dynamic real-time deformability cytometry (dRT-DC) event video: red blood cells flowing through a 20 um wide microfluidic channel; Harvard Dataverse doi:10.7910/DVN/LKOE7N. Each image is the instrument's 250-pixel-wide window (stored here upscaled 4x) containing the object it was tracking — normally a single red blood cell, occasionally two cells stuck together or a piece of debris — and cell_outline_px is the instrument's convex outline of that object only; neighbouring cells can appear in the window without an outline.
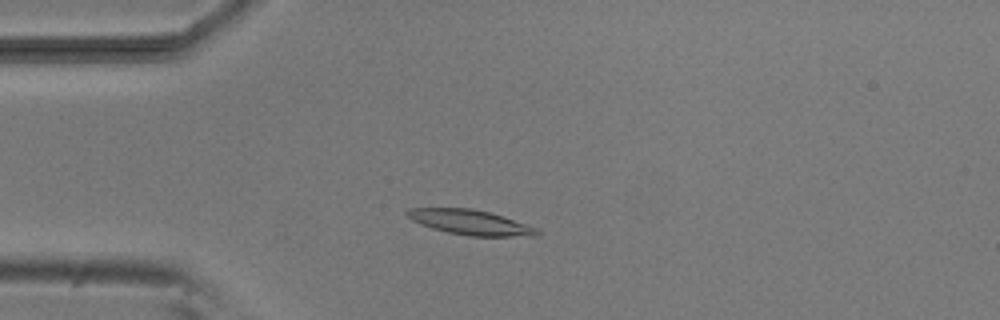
{"species": "common noctule bat (a hibernating species)", "species_latin": "Nyctalus noctula", "temperature_condition": "room temperature", "stored_images_in_passage": 10, "camera_frame_rate_fps": 3000, "um_per_image_px": 0.085, "animal": {"sex": "male", "body_mass_g": 20.5, "forearm_length_mm": 52.5}, "frame": {"image": 1, "passage_image": 3, "time_ms": 2.333, "image_size_px": [1000, 320], "cell_outline_px": [[540, 232], [536, 236], [472, 236], [448, 232], [432, 228], [420, 224], [412, 220], [404, 212], [408, 208], [472, 208], [488, 212], [528, 224], [536, 228]], "centroid_in_image_um": [39.96, 18.89], "position_along_channel_um": 45.0, "area_um2": 18.73}}
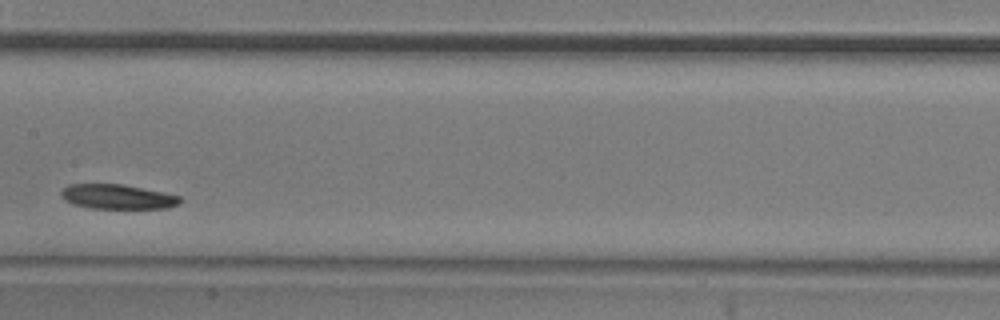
{"frame": {"image": 2, "passage_image": 7, "time_ms": 7.0, "image_size_px": [1000, 320], "cell_outline_px": [[180, 204], [168, 208], [88, 208], [72, 204], [64, 200], [60, 196], [60, 192], [68, 184], [124, 184], [164, 192], [180, 196]], "centroid_in_image_um": [9.96, 16.72], "position_along_channel_um": 197.4, "area_um2": 17.22}}
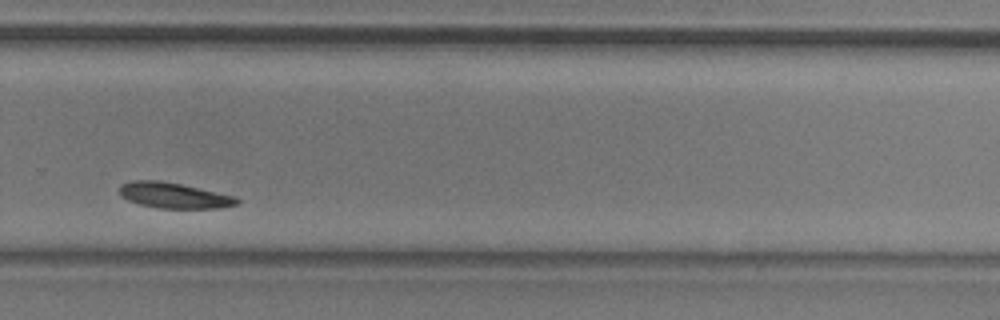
{"frame": {"image": 3, "passage_image": 10, "time_ms": 10.333, "image_size_px": [1000, 320], "cell_outline_px": [[240, 204], [220, 208], [156, 208], [140, 204], [128, 200], [120, 196], [120, 184], [132, 180], [160, 180], [180, 184], [236, 196], [240, 200]], "centroid_in_image_um": [14.79, 16.61], "position_along_channel_um": 315.0, "area_um2": 17.63}}